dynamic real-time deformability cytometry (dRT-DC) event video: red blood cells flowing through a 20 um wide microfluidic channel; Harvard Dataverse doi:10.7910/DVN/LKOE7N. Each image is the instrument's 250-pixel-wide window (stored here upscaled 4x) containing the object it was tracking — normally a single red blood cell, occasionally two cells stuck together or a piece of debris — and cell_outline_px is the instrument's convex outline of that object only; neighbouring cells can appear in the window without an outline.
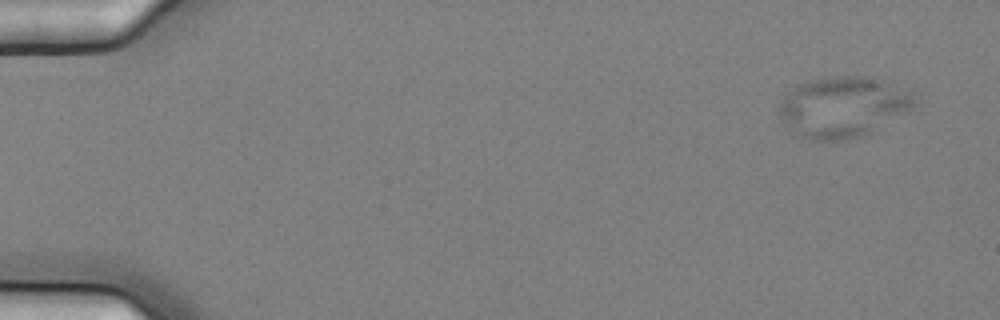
{"species": "common noctule bat (a hibernating species)", "species_latin": "Nyctalus noctula", "temperature_condition": "cold", "stored_images_in_passage": 5, "camera_frame_rate_fps": 3000, "um_per_image_px": 0.085, "animal": {"sex": "female", "body_mass_g": 25.1}, "frame": {"image": 1, "passage_image": 1, "time_ms": 0.0, "image_size_px": [1000, 320], "cell_outline_px": [[916, 104], [908, 112], [864, 136], [848, 140], [812, 140], [792, 136], [784, 128], [780, 120], [780, 104], [784, 96], [792, 88], [808, 80], [836, 76], [876, 76], [912, 92]], "centroid_in_image_um": [71.63, 9.11], "position_along_channel_um": 13.4, "area_um2": 48.84}}